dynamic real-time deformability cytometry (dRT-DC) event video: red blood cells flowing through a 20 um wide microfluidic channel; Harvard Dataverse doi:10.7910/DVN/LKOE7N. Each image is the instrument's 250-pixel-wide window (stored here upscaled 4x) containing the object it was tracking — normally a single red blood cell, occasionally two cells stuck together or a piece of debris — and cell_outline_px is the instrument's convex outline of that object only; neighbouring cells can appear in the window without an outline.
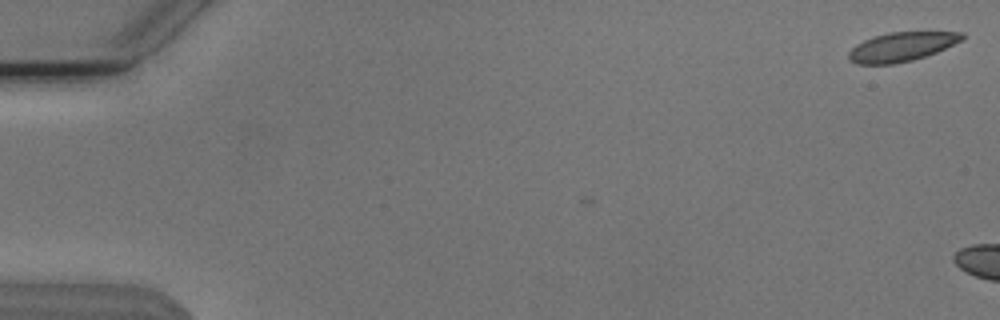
{"species": "Egyptian fruit bat (a non-hibernating species)", "species_latin": "Rousettus aegyptiacus", "temperature_condition": "cold", "stored_images_in_passage": 8, "camera_frame_rate_fps": 3000, "um_per_image_px": 0.085, "animal": {"sex": "male"}, "frame": {"image": 1, "passage_image": 1, "time_ms": 0.0, "image_size_px": [1000, 320], "cell_outline_px": [[964, 40], [936, 52], [912, 60], [892, 64], [856, 64], [848, 60], [848, 52], [856, 44], [872, 36], [888, 32], [964, 32]], "centroid_in_image_um": [76.61, 3.97], "position_along_channel_um": 8.4, "area_um2": 19.31}}